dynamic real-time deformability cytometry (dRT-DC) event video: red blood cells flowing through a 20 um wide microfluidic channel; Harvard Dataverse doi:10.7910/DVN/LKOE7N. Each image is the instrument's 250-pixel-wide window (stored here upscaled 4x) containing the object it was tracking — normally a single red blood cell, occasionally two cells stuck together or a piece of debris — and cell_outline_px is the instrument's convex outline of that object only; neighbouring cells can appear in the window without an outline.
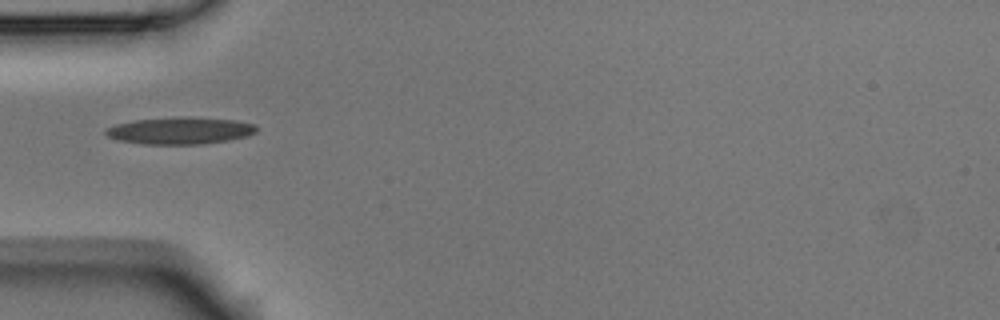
{"species": "Egyptian fruit bat (a non-hibernating species)", "species_latin": "Rousettus aegyptiacus", "temperature_condition": "room temperature", "stored_images_in_passage": 1, "camera_frame_rate_fps": 3000, "um_per_image_px": 0.085, "animal": {"sex": "male"}, "frame": {"image": 1, "passage_image": 1, "time_ms": 0.0, "image_size_px": [1000, 320], "cell_outline_px": [[256, 132], [248, 136], [228, 140], [204, 144], [144, 144], [116, 140], [108, 136], [104, 132], [108, 128], [116, 124], [136, 120], [184, 116], [236, 120], [256, 124]], "centroid_in_image_um": [15.34, 11.1], "position_along_channel_um": 69.7, "area_um2": 23.76}}